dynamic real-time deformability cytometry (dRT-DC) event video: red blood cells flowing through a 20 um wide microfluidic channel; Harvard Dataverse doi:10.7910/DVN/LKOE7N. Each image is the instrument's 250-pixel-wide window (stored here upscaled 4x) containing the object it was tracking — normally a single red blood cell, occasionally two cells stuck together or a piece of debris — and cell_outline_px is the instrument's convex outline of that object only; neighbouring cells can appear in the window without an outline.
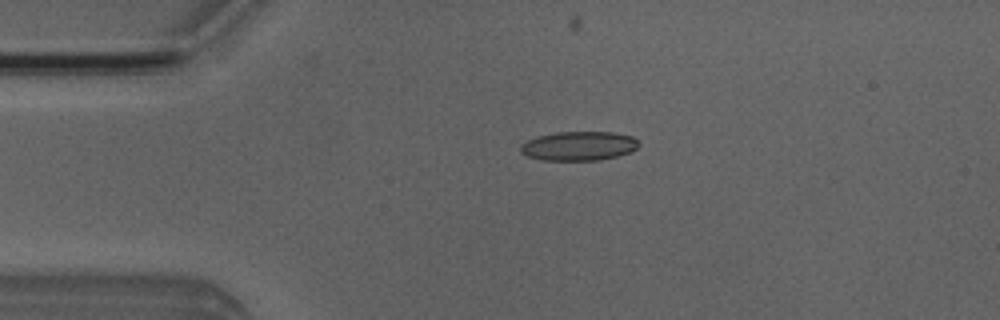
{"species": "Egyptian fruit bat (a non-hibernating species)", "species_latin": "Rousettus aegyptiacus", "temperature_condition": "room temperature", "stored_images_in_passage": 5, "camera_frame_rate_fps": 3000, "um_per_image_px": 0.085, "animal": {"sex": "male"}, "frame": {"image": 1, "passage_image": 4, "time_ms": 3.333, "image_size_px": [1000, 320], "cell_outline_px": [[640, 144], [632, 152], [600, 160], [540, 160], [528, 156], [520, 152], [520, 144], [536, 136], [556, 132], [612, 132], [632, 136]], "centroid_in_image_um": [49.18, 12.41], "position_along_channel_um": 35.8, "area_um2": 20.17}}